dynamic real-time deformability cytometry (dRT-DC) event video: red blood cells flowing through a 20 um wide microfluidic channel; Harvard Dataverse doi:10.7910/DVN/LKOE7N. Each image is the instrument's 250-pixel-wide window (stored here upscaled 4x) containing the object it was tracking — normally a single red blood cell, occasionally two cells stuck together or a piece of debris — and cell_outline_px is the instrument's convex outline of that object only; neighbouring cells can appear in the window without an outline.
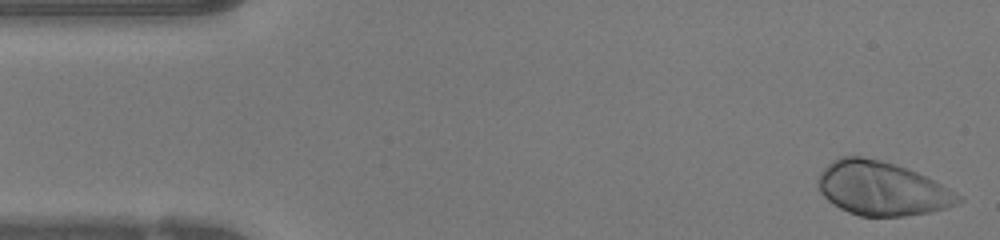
{"species": "human", "species_latin": "Homo sapiens", "temperature_condition": "warm", "stored_images_in_passage": 47, "camera_frame_rate_fps": 3000, "um_per_image_px": 0.085, "donor": {"sex": "female"}, "frame": {"image": 1, "passage_image": 1, "time_ms": 0.0, "image_size_px": [1000, 240], "cell_outline_px": [[964, 200], [956, 204], [944, 208], [928, 212], [904, 216], [860, 216], [848, 212], [840, 208], [828, 200], [820, 192], [816, 184], [816, 180], [820, 172], [832, 160], [840, 156], [860, 156], [880, 160], [896, 164], [916, 172], [964, 196]], "centroid_in_image_um": [74.93, 16.02], "position_along_channel_um": 10.1, "area_um2": 43.93}}
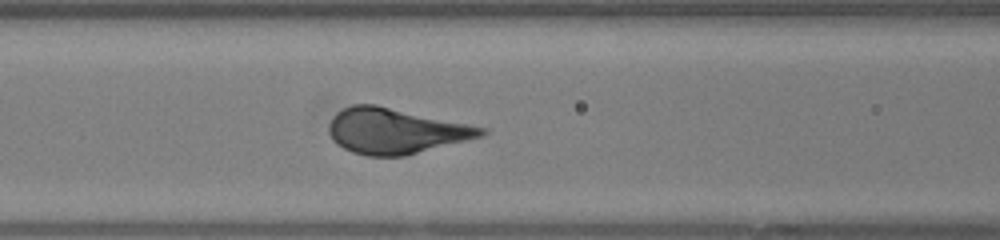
{"frame": {"image": 2, "passage_image": 18, "time_ms": 5.667, "image_size_px": [1000, 240], "cell_outline_px": [[488, 132], [484, 136], [404, 156], [368, 156], [352, 152], [336, 144], [332, 140], [328, 132], [328, 124], [332, 116], [336, 112], [352, 104], [376, 104], [488, 128]], "centroid_in_image_um": [33.61, 11.13], "position_along_channel_um": 133.0, "area_um2": 40.63}}
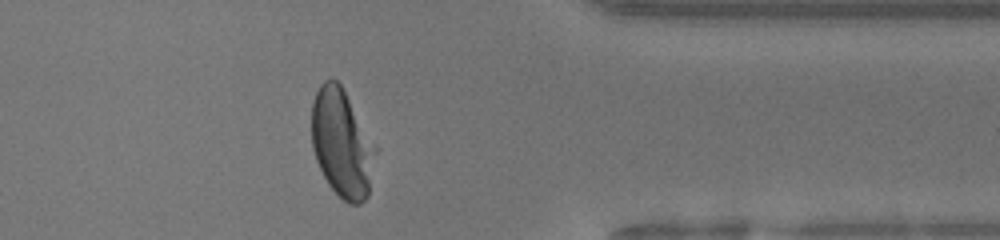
{"frame": {"image": 3, "passage_image": 37, "time_ms": 12.0, "image_size_px": [1000, 240], "cell_outline_px": [[368, 196], [360, 204], [348, 204], [328, 184], [316, 160], [312, 148], [312, 104], [316, 92], [320, 84], [324, 80], [336, 80], [340, 84], [348, 100], [368, 152]], "centroid_in_image_um": [28.84, 12.2], "position_along_channel_um": 382.6, "area_um2": 36.07}}